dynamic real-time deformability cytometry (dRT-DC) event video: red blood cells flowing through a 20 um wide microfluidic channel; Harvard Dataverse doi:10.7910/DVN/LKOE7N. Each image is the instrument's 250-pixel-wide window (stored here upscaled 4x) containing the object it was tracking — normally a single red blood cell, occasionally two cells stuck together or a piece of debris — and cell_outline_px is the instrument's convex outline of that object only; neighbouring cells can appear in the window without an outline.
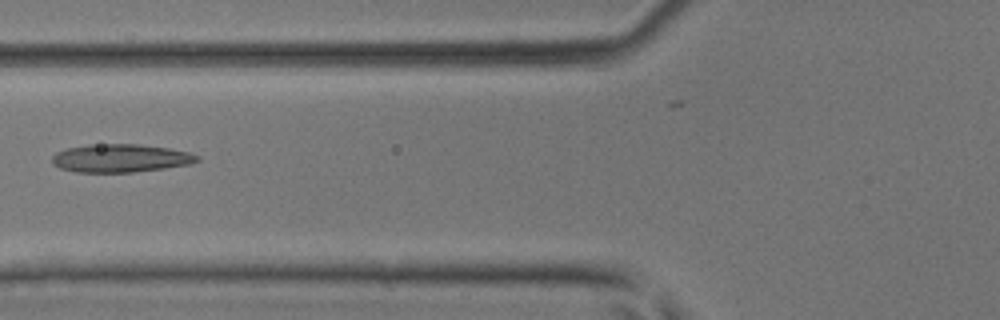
{"species": "common noctule bat (a hibernating species)", "species_latin": "Nyctalus noctula", "temperature_condition": "room temperature", "stored_images_in_passage": 25, "camera_frame_rate_fps": 3000, "um_per_image_px": 0.085, "animal": {"sex": "male", "body_mass_g": 17.9, "forearm_length_mm": 54.2}, "frame": {"image": 1, "passage_image": 6, "time_ms": 1.667, "image_size_px": [1000, 320], "cell_outline_px": [[200, 160], [192, 164], [164, 168], [132, 172], [76, 172], [60, 168], [52, 164], [52, 156], [56, 152], [68, 148], [88, 144], [136, 144], [168, 148], [188, 152], [200, 156]], "centroid_in_image_um": [10.24, 13.44], "position_along_channel_um": 115.6, "area_um2": 23.81}}
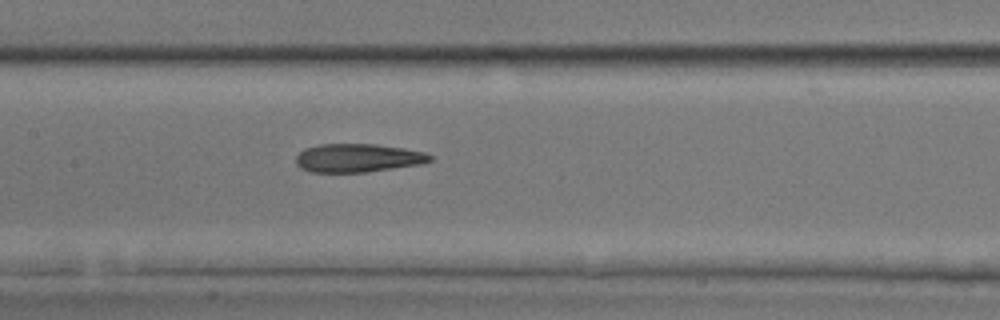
{"frame": {"image": 2, "passage_image": 10, "time_ms": 3.0, "image_size_px": [1000, 320], "cell_outline_px": [[432, 160], [420, 164], [364, 172], [312, 172], [300, 168], [296, 164], [296, 156], [304, 148], [320, 144], [376, 144], [404, 148], [424, 152], [432, 156]], "centroid_in_image_um": [30.39, 13.42], "position_along_channel_um": 177.0, "area_um2": 22.14}}
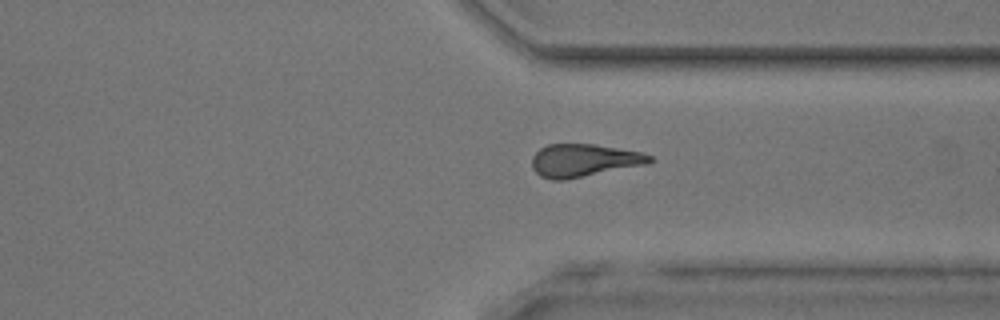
{"frame": {"image": 3, "passage_image": 22, "time_ms": 7.0, "image_size_px": [1000, 320], "cell_outline_px": [[656, 160], [652, 164], [564, 180], [552, 180], [540, 176], [532, 168], [532, 156], [540, 148], [548, 144], [592, 144], [644, 152], [652, 156]], "centroid_in_image_um": [49.7, 13.64], "position_along_channel_um": 361.7, "area_um2": 22.95}}